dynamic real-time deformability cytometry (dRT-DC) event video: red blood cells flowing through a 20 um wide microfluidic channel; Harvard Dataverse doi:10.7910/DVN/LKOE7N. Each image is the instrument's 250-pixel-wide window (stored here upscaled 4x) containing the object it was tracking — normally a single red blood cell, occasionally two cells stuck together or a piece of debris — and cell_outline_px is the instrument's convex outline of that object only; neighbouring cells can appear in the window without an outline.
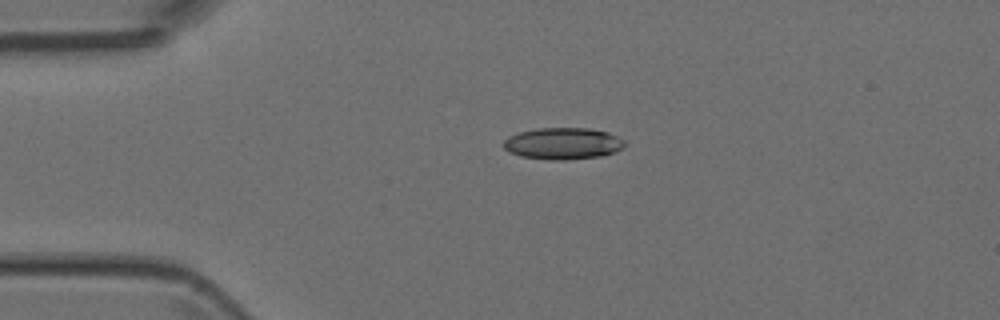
{"species": "Egyptian fruit bat (a non-hibernating species)", "species_latin": "Rousettus aegyptiacus", "temperature_condition": "room temperature", "stored_images_in_passage": 4, "camera_frame_rate_fps": 3000, "um_per_image_px": 0.085, "animal": {"sex": "female"}, "frame": {"image": 1, "passage_image": 2, "time_ms": 1.0, "image_size_px": [1000, 320], "cell_outline_px": [[624, 148], [616, 152], [600, 156], [564, 160], [548, 160], [520, 156], [508, 152], [504, 148], [504, 140], [508, 136], [520, 132], [540, 128], [588, 128], [608, 132], [624, 140]], "centroid_in_image_um": [47.84, 12.2], "position_along_channel_um": 37.2, "area_um2": 22.43}}
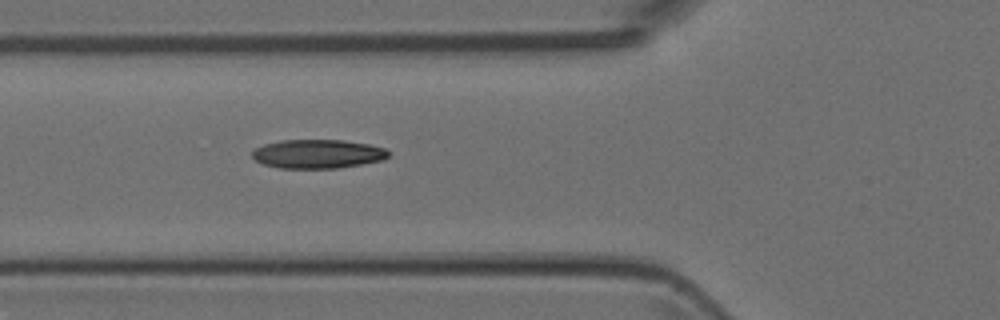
{"frame": {"image": 2, "passage_image": 4, "time_ms": 3.333, "image_size_px": [1000, 320], "cell_outline_px": [[388, 156], [384, 160], [340, 168], [280, 168], [264, 164], [256, 160], [252, 156], [252, 152], [256, 148], [264, 144], [280, 140], [344, 140], [368, 144], [384, 148], [388, 152]], "centroid_in_image_um": [27.01, 13.08], "position_along_channel_um": 98.8, "area_um2": 22.89}}